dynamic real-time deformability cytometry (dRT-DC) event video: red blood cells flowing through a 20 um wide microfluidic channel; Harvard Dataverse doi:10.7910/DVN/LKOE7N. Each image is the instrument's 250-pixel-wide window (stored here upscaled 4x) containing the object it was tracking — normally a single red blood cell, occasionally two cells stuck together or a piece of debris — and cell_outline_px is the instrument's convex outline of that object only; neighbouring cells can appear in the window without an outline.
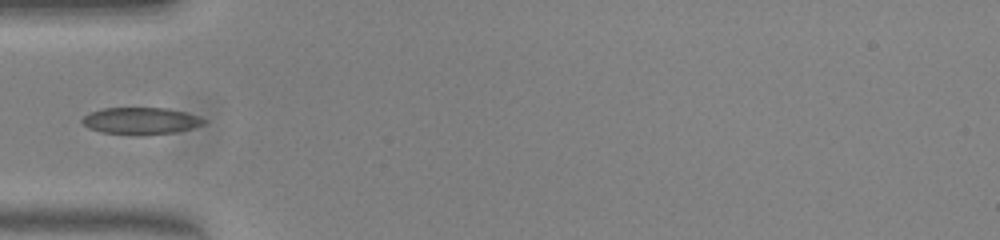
{"species": "common noctule bat (a hibernating species)", "species_latin": "Nyctalus noctula", "temperature_condition": "warm", "stored_images_in_passage": 35, "camera_frame_rate_fps": 3000, "um_per_image_px": 0.085, "animal": {"sex": "female", "body_mass_g": 23.0, "forearm_length_mm": 53.4}, "frame": {"image": 1, "passage_image": 1, "time_ms": 0.0, "image_size_px": [1000, 240], "cell_outline_px": [[204, 124], [192, 128], [176, 132], [100, 132], [88, 128], [80, 120], [84, 116], [92, 112], [104, 108], [168, 108], [184, 112], [196, 116], [204, 120]], "centroid_in_image_um": [11.94, 10.23], "position_along_channel_um": 73.1, "area_um2": 17.98}}
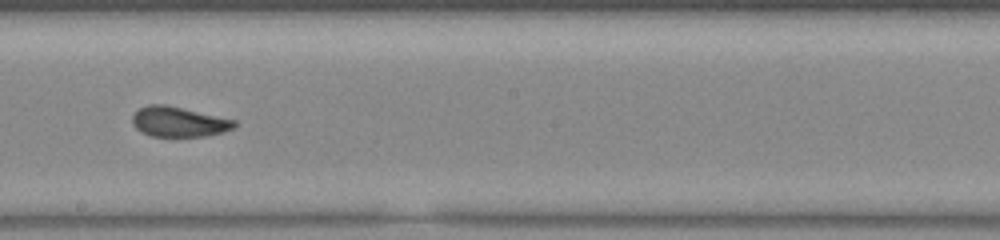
{"frame": {"image": 2, "passage_image": 13, "time_ms": 4.0, "image_size_px": [1000, 240], "cell_outline_px": [[236, 128], [224, 132], [204, 136], [152, 136], [140, 132], [132, 124], [132, 116], [140, 108], [148, 104], [164, 104], [236, 120]], "centroid_in_image_um": [15.19, 10.36], "position_along_channel_um": 233.0, "area_um2": 17.86}}
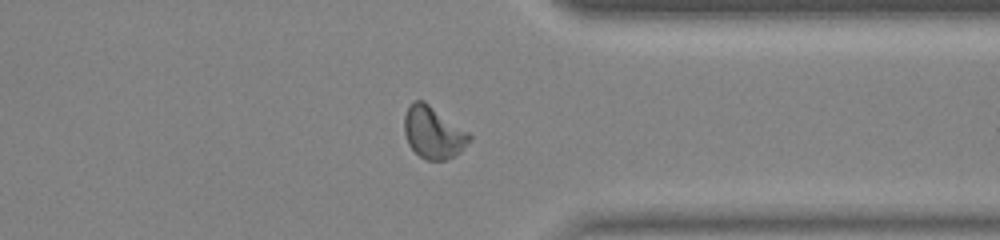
{"frame": {"image": 3, "passage_image": 24, "time_ms": 7.667, "image_size_px": [1000, 240], "cell_outline_px": [[472, 140], [456, 156], [444, 160], [428, 160], [420, 156], [408, 144], [404, 132], [404, 116], [408, 108], [416, 100], [424, 100], [468, 132], [472, 136]], "centroid_in_image_um": [36.85, 11.28], "position_along_channel_um": 374.6, "area_um2": 19.65}}